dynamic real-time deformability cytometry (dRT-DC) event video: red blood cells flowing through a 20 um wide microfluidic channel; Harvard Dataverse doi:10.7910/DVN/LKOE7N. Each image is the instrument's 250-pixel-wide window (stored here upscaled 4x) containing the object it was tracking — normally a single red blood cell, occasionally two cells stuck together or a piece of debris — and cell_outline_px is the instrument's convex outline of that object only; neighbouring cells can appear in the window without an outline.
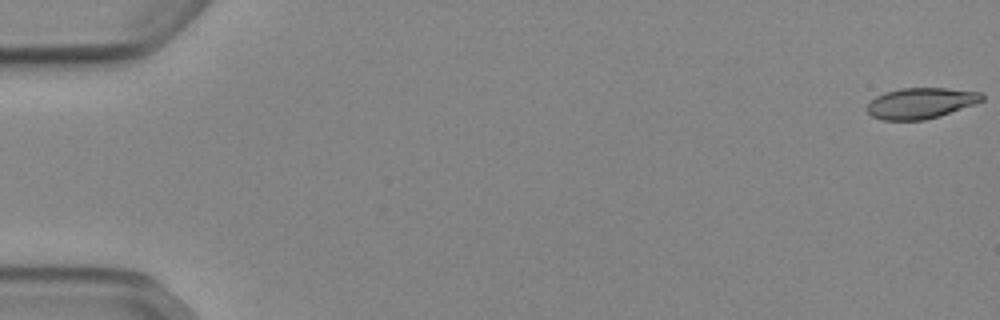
{"species": "Egyptian fruit bat (a non-hibernating species)", "species_latin": "Rousettus aegyptiacus", "temperature_condition": "cold", "stored_images_in_passage": 53, "camera_frame_rate_fps": 3000, "um_per_image_px": 0.085, "animal": {"sex": "female"}, "frame": {"image": 1, "passage_image": 1, "time_ms": 0.0, "image_size_px": [1000, 320], "cell_outline_px": [[984, 100], [976, 104], [940, 116], [924, 120], [884, 120], [872, 116], [868, 112], [868, 104], [876, 96], [884, 92], [900, 88], [948, 88], [980, 92], [984, 96]], "centroid_in_image_um": [78.3, 8.76], "position_along_channel_um": 6.7, "area_um2": 20.69}}
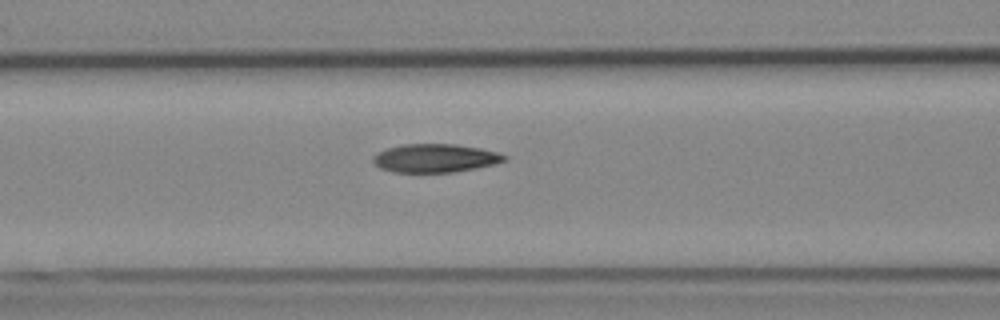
{"frame": {"image": 2, "passage_image": 23, "time_ms": 7.333, "image_size_px": [1000, 320], "cell_outline_px": [[508, 160], [496, 164], [476, 168], [452, 172], [392, 172], [380, 168], [372, 160], [372, 156], [388, 148], [404, 144], [456, 144], [480, 148], [496, 152], [508, 156]], "centroid_in_image_um": [37.02, 13.44], "position_along_channel_um": 129.6, "area_um2": 21.73}}
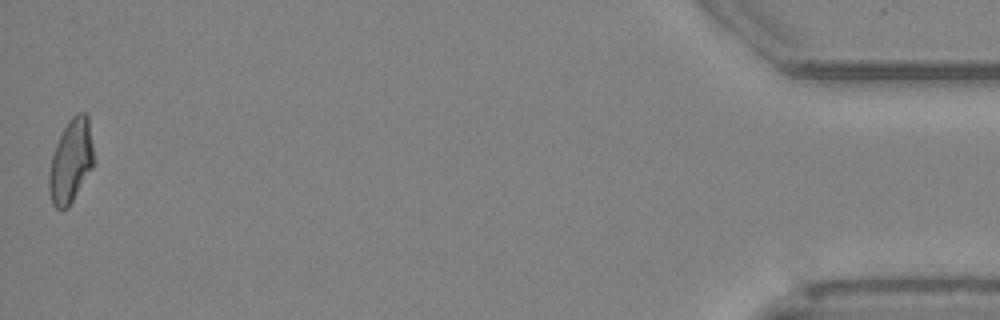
{"frame": {"image": 3, "passage_image": 53, "time_ms": 17.333, "image_size_px": [1000, 320], "cell_outline_px": [[96, 160], [92, 168], [68, 208], [56, 208], [52, 204], [48, 188], [48, 172], [52, 156], [56, 144], [68, 120], [76, 112], [84, 112], [88, 116]], "centroid_in_image_um": [6.04, 13.67], "position_along_channel_um": 429.2, "area_um2": 22.02}, "authors_computed_cell_mechanics": {"area_um2": 21.7328, "velocity_mm_per_s": 3.8884, "shape_relaxation_time_tau1_ms": 6.4071, "shape_relaxation_time_tau2_ms": 2.7742, "deformation_change_tau1": 0.1883, "deformation_change_tau2": 0.09}}